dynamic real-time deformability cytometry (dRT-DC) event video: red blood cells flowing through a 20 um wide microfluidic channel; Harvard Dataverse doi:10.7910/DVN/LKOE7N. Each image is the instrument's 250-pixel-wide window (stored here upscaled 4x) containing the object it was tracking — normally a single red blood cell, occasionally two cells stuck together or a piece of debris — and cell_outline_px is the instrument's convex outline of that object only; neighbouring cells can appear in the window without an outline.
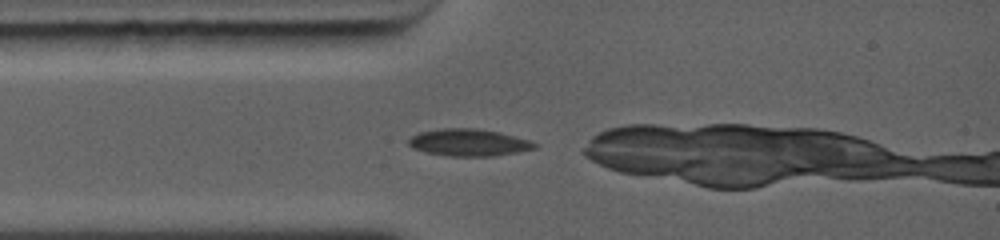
{"species": "common noctule bat (a hibernating species)", "species_latin": "Nyctalus noctula", "temperature_condition": "warm", "stored_images_in_passage": 7, "camera_frame_rate_fps": 5000, "um_per_image_px": 0.085, "animal": {"sex": "female", "body_mass_g": 19.0, "forearm_length_mm": 56.7}, "frame": {"image": 1, "passage_image": 1, "time_ms": 0.0, "image_size_px": [1000, 240], "cell_outline_px": [[540, 144], [536, 148], [496, 156], [448, 156], [428, 152], [412, 148], [408, 144], [408, 140], [412, 136], [420, 132], [440, 128], [476, 128], [496, 132], [528, 140]], "centroid_in_image_um": [39.83, 12.12], "position_along_channel_um": 45.2, "area_um2": 19.71}}
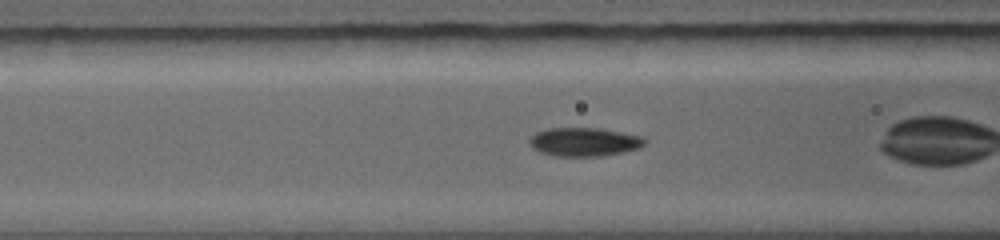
{"frame": {"image": 2, "passage_image": 5, "time_ms": 1.6, "image_size_px": [1000, 240], "cell_outline_px": [[644, 144], [640, 148], [624, 152], [604, 156], [552, 156], [540, 152], [532, 148], [528, 144], [528, 140], [536, 132], [548, 128], [600, 128], [640, 136], [644, 140]], "centroid_in_image_um": [49.6, 12.07], "position_along_channel_um": 117.0, "area_um2": 19.31}}